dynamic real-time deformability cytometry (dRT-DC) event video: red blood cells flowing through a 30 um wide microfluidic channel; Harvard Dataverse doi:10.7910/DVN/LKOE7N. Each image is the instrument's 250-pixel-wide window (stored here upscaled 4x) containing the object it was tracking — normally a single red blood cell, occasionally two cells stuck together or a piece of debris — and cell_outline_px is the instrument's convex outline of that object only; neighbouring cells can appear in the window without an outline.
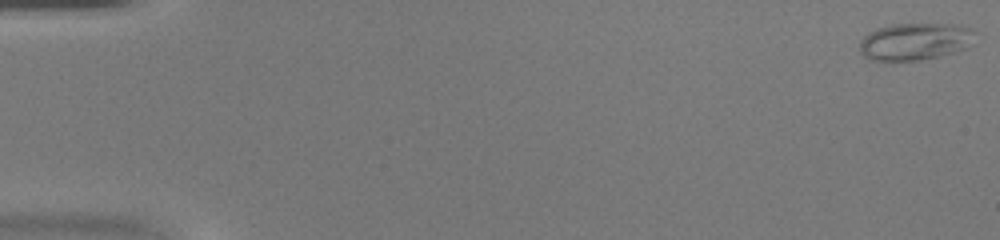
{"species": "common noctule bat (a hibernating species)", "species_latin": "Nyctalus noctula", "temperature_condition": "warm", "stored_images_in_passage": 50, "camera_frame_rate_fps": 3000, "um_per_image_px": 0.085, "animal": {"sex": "female", "body_mass_g": 20.0, "forearm_length_mm": 54.0}, "frame": {"image": 1, "passage_image": 1, "time_ms": 0.0, "image_size_px": [1000, 240], "cell_outline_px": [[976, 32], [964, 48], [940, 56], [920, 60], [868, 60], [860, 52], [860, 40], [868, 32], [876, 28], [892, 24], [952, 24], [972, 28]], "centroid_in_image_um": [77.71, 3.52], "position_along_channel_um": 7.3, "area_um2": 24.8}}
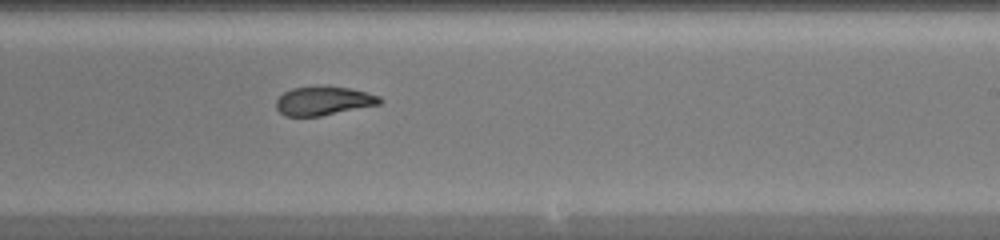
{"frame": {"image": 2, "passage_image": 31, "time_ms": 10.0, "image_size_px": [1000, 240], "cell_outline_px": [[384, 100], [380, 104], [320, 116], [284, 116], [276, 108], [276, 100], [284, 92], [292, 88], [348, 88], [368, 92], [380, 96]], "centroid_in_image_um": [27.52, 8.6], "position_along_channel_um": 261.5, "area_um2": 16.94}}
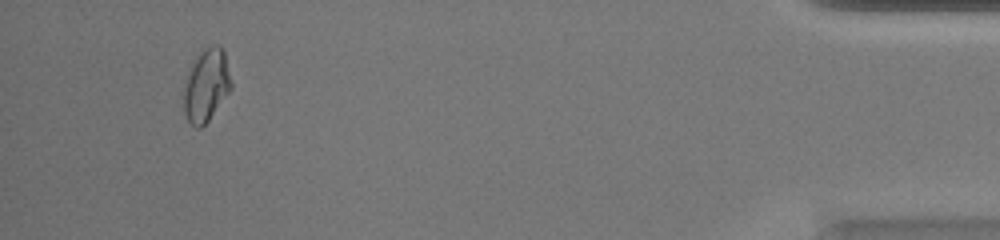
{"frame": {"image": 3, "passage_image": 47, "time_ms": 15.333, "image_size_px": [1000, 240], "cell_outline_px": [[232, 88], [208, 120], [200, 128], [196, 128], [188, 120], [184, 112], [184, 76], [192, 60], [204, 48], [212, 44], [220, 44], [224, 52], [232, 84]], "centroid_in_image_um": [17.51, 7.2], "position_along_channel_um": 417.7, "area_um2": 20.29}, "authors_computed_cell_mechanics": {"area_um2": 19.2185, "velocity_mm_per_s": 4.2044, "shape_relaxation_time_tau1_ms": 6.1823, "shape_relaxation_time_tau2_ms": 1.7398, "deformation_change_tau1": 0.2112, "deformation_change_tau2": 0.0798}}